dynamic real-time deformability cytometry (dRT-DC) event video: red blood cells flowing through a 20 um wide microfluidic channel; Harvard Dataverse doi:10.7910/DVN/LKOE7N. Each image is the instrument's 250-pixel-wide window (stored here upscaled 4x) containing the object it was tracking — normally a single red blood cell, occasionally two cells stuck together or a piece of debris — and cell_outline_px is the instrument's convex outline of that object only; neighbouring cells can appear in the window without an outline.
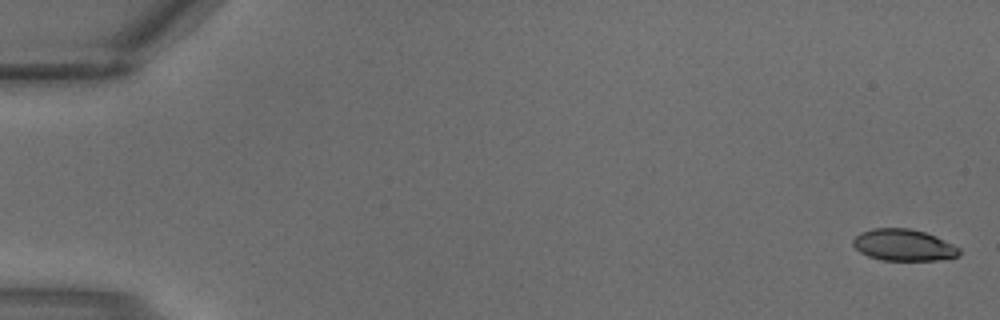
{"species": "common noctule bat (a hibernating species)", "species_latin": "Nyctalus noctula", "temperature_condition": "warm", "stored_images_in_passage": 3, "camera_frame_rate_fps": 3000, "um_per_image_px": 0.085, "animal": {"sex": "male", "body_mass_g": 18.8}, "frame": {"image": 1, "passage_image": 1, "time_ms": 0.0, "image_size_px": [1000, 320], "cell_outline_px": [[960, 256], [936, 260], [880, 260], [868, 256], [860, 252], [852, 244], [852, 240], [860, 232], [872, 228], [908, 228], [924, 232], [936, 236], [960, 248]], "centroid_in_image_um": [76.79, 20.83], "position_along_channel_um": 8.2, "area_um2": 19.59}}
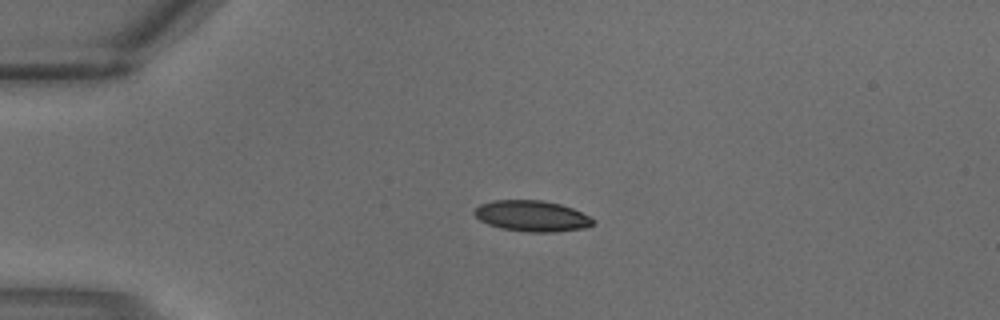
{"frame": {"image": 2, "passage_image": 3, "time_ms": 0.667, "image_size_px": [1000, 320], "cell_outline_px": [[596, 224], [584, 228], [556, 232], [528, 232], [500, 228], [488, 224], [480, 220], [472, 212], [480, 204], [496, 200], [544, 200], [560, 204], [572, 208], [596, 220]], "centroid_in_image_um": [45.23, 18.36], "position_along_channel_um": 39.8, "area_um2": 21.44}}